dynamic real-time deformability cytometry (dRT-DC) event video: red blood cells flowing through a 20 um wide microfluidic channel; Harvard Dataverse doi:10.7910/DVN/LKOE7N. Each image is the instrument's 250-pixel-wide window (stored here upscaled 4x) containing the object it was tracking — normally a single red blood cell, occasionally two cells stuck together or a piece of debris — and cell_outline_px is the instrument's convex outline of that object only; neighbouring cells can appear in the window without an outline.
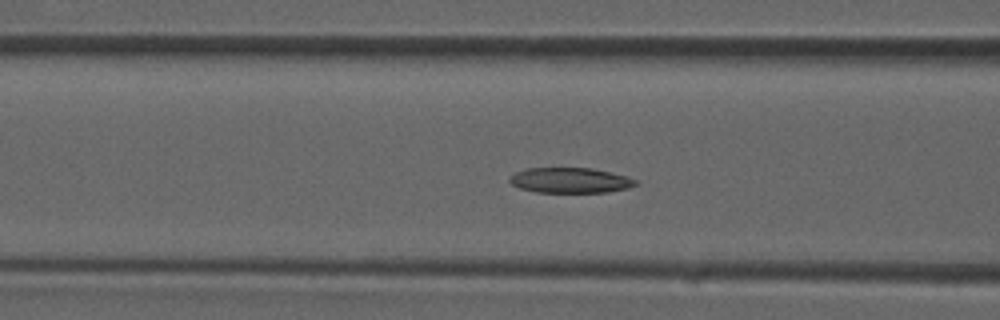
{"species": "common noctule bat (a hibernating species)", "species_latin": "Nyctalus noctula", "temperature_condition": "room temperature", "stored_images_in_passage": 36, "camera_frame_rate_fps": 3000, "um_per_image_px": 0.085, "animal": {"sex": "male", "forearm_length_mm": 52.5}, "frame": {"image": 1, "passage_image": 13, "time_ms": 4.0, "image_size_px": [1000, 320], "cell_outline_px": [[636, 184], [628, 188], [608, 192], [536, 192], [520, 188], [512, 184], [508, 180], [508, 176], [516, 172], [528, 168], [592, 168], [628, 176], [636, 180]], "centroid_in_image_um": [48.45, 15.32], "position_along_channel_um": 118.2, "area_um2": 18.55}}
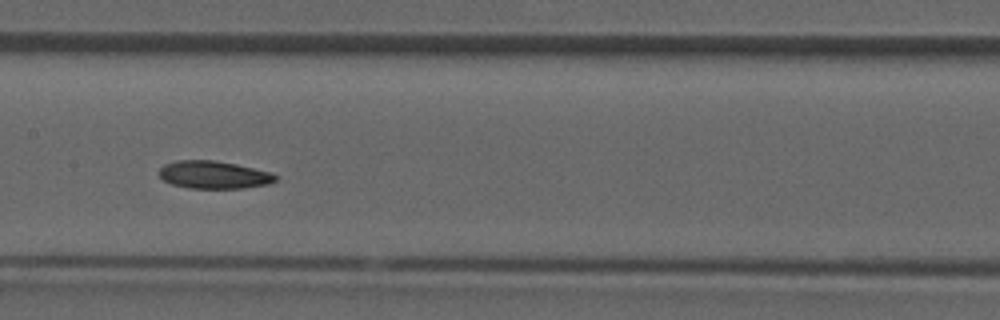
{"frame": {"image": 2, "passage_image": 17, "time_ms": 5.333, "image_size_px": [1000, 320], "cell_outline_px": [[276, 180], [268, 184], [244, 188], [188, 188], [172, 184], [164, 180], [156, 172], [164, 164], [176, 160], [216, 160], [236, 164], [272, 172], [276, 176]], "centroid_in_image_um": [18.14, 14.85], "position_along_channel_um": 189.3, "area_um2": 18.9}}
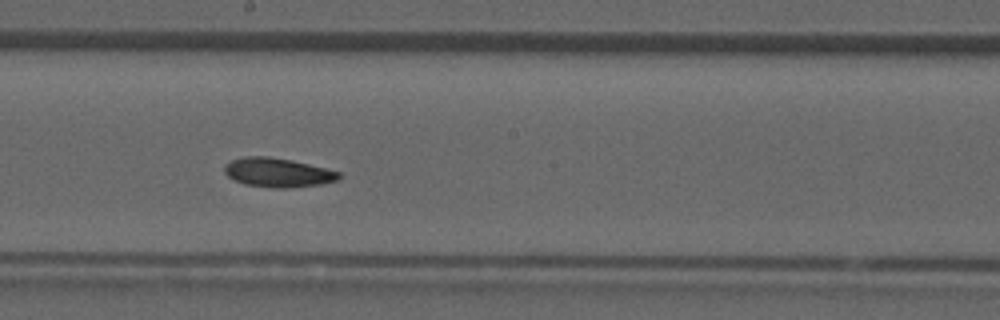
{"frame": {"image": 3, "passage_image": 19, "time_ms": 6.0, "image_size_px": [1000, 320], "cell_outline_px": [[340, 180], [324, 184], [288, 188], [276, 188], [244, 184], [228, 176], [224, 172], [224, 164], [232, 160], [244, 156], [268, 156], [292, 160], [340, 172]], "centroid_in_image_um": [23.62, 14.67], "position_along_channel_um": 224.6, "area_um2": 19.48}}